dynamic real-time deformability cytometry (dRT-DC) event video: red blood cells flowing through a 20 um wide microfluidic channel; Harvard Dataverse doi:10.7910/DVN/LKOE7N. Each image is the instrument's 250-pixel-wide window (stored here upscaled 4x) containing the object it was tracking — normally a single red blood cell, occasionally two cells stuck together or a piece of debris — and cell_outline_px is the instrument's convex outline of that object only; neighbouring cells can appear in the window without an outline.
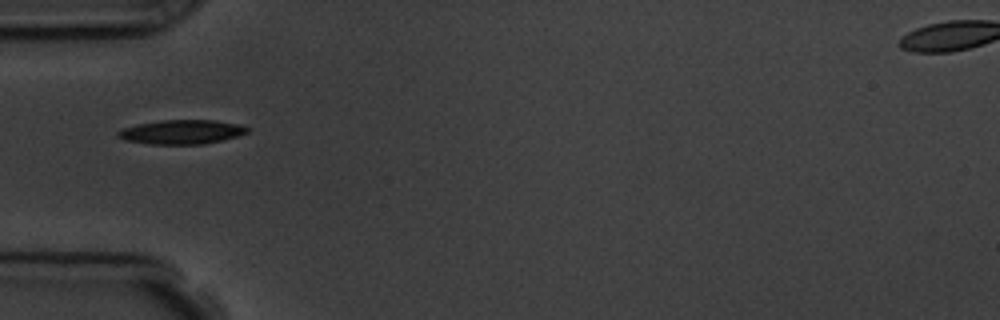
{"species": "common noctule bat (a hibernating species)", "species_latin": "Nyctalus noctula", "temperature_condition": "room temperature", "stored_images_in_passage": 1, "camera_frame_rate_fps": 3000, "um_per_image_px": 0.085, "animal": {"sex": "male", "body_mass_g": 19.5, "forearm_length_mm": 54.6}, "frame": {"image": 1, "passage_image": 1, "time_ms": 0.0, "image_size_px": [1000, 320], "cell_outline_px": [[252, 128], [248, 132], [236, 136], [204, 144], [148, 144], [124, 140], [116, 136], [116, 132], [124, 128], [136, 124], [164, 120], [216, 120], [240, 124]], "centroid_in_image_um": [15.44, 11.21], "position_along_channel_um": 69.6, "area_um2": 18.32}}